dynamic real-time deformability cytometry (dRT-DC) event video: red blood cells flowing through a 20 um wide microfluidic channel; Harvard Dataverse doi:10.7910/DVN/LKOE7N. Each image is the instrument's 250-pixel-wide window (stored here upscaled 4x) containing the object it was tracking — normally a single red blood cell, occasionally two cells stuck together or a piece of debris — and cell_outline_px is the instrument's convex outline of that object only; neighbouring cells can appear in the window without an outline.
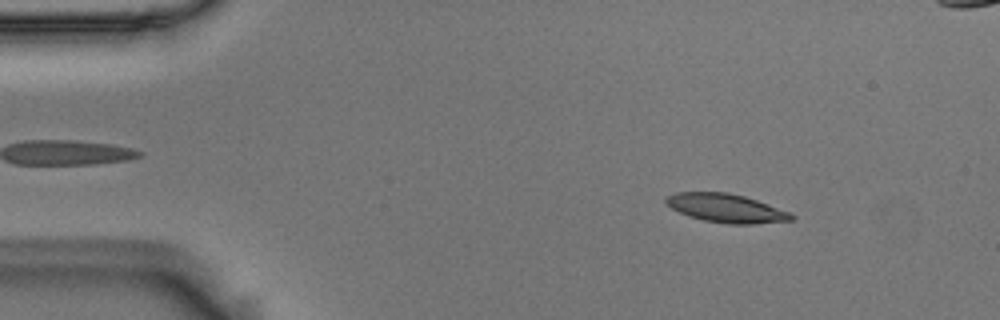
{"species": "Egyptian fruit bat (a non-hibernating species)", "species_latin": "Rousettus aegyptiacus", "temperature_condition": "room temperature", "stored_images_in_passage": 18, "camera_frame_rate_fps": 3000, "um_per_image_px": 0.085, "animal": {"sex": "male"}, "frame": {"image": 1, "passage_image": 7, "time_ms": 2.0, "image_size_px": [1000, 320], "cell_outline_px": [[796, 216], [792, 220], [752, 224], [728, 224], [704, 220], [688, 216], [672, 208], [664, 200], [668, 196], [676, 192], [728, 192], [744, 196], [792, 212]], "centroid_in_image_um": [61.76, 17.69], "position_along_channel_um": 23.2, "area_um2": 20.87}}
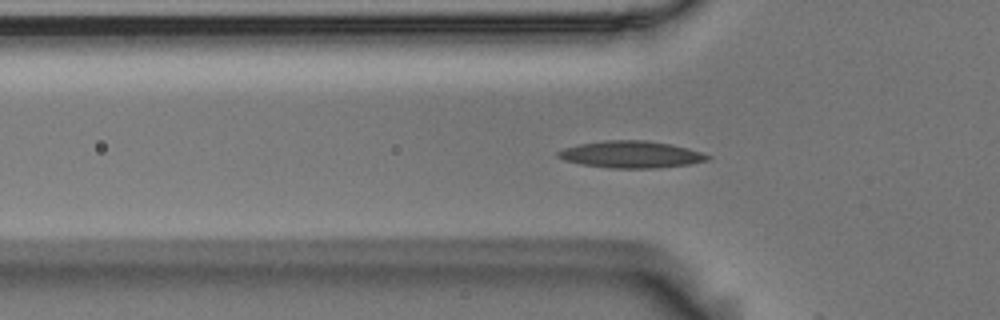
{"frame": {"image": 2, "passage_image": 17, "time_ms": 5.333, "image_size_px": [1000, 320], "cell_outline_px": [[712, 156], [708, 160], [688, 164], [660, 168], [612, 168], [580, 164], [564, 160], [556, 156], [556, 152], [564, 148], [580, 144], [604, 140], [648, 140], [672, 144], [688, 148]], "centroid_in_image_um": [53.64, 13.12], "position_along_channel_um": 72.2, "area_um2": 23.52}}